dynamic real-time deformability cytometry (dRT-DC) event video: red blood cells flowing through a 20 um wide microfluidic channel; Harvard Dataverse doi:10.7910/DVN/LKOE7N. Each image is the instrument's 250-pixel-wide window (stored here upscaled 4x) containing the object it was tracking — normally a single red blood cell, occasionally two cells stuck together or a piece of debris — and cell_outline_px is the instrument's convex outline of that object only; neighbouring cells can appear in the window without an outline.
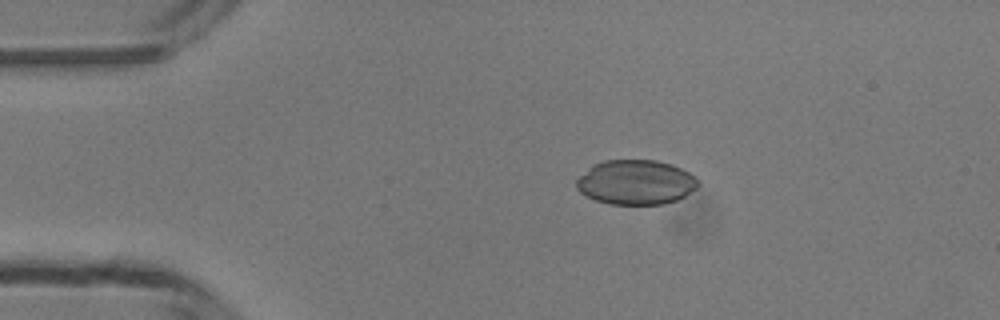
{"species": "common noctule bat (a hibernating species)", "species_latin": "Nyctalus noctula", "temperature_condition": "room temperature", "stored_images_in_passage": 48, "camera_frame_rate_fps": 3000, "um_per_image_px": 0.085, "animal": {"sex": "male", "body_mass_g": 13.3}, "frame": {"image": 1, "passage_image": 9, "time_ms": 2.667, "image_size_px": [1000, 320], "cell_outline_px": [[700, 184], [696, 188], [684, 196], [676, 200], [664, 204], [612, 204], [596, 200], [580, 192], [576, 188], [576, 180], [592, 164], [604, 160], [656, 160], [672, 164], [696, 176]], "centroid_in_image_um": [54.05, 15.48], "position_along_channel_um": 30.9, "area_um2": 31.67}}
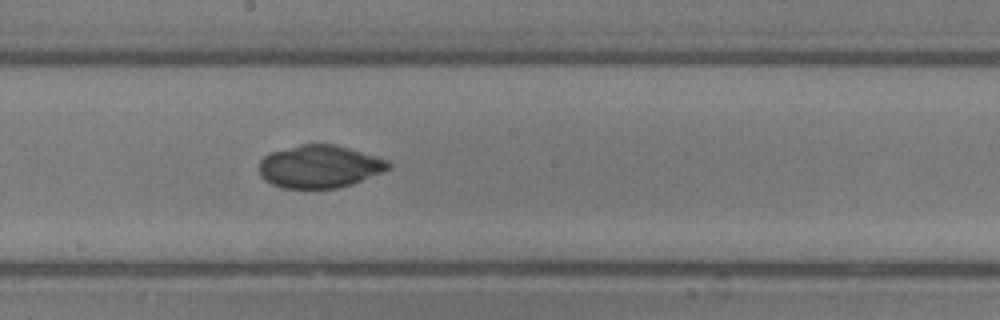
{"frame": {"image": 2, "passage_image": 26, "time_ms": 8.333, "image_size_px": [1000, 320], "cell_outline_px": [[392, 168], [384, 172], [352, 184], [336, 188], [284, 188], [272, 184], [264, 180], [260, 176], [260, 160], [268, 152], [300, 144], [336, 144], [376, 156], [388, 160], [392, 164]], "centroid_in_image_um": [27.17, 14.15], "position_along_channel_um": 221.0, "area_um2": 32.48}}
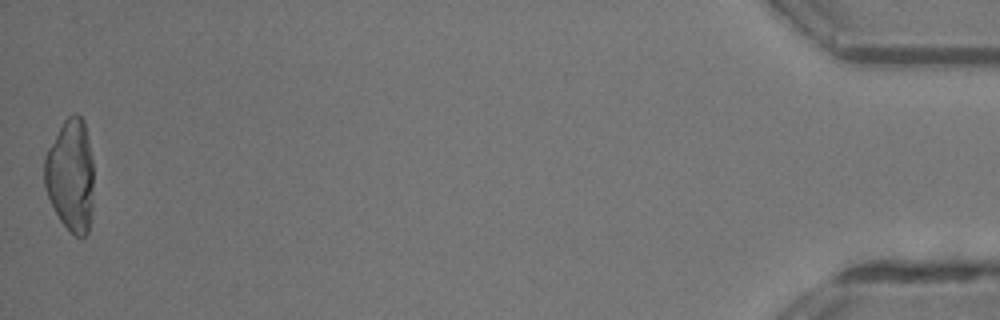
{"frame": {"image": 3, "passage_image": 48, "time_ms": 15.667, "image_size_px": [1000, 320], "cell_outline_px": [[92, 212], [88, 232], [84, 236], [76, 236], [60, 220], [48, 196], [44, 184], [44, 156], [48, 148], [64, 120], [68, 116], [76, 112], [84, 120], [92, 160]], "centroid_in_image_um": [6.0, 14.88], "position_along_channel_um": 429.2, "area_um2": 32.02}}